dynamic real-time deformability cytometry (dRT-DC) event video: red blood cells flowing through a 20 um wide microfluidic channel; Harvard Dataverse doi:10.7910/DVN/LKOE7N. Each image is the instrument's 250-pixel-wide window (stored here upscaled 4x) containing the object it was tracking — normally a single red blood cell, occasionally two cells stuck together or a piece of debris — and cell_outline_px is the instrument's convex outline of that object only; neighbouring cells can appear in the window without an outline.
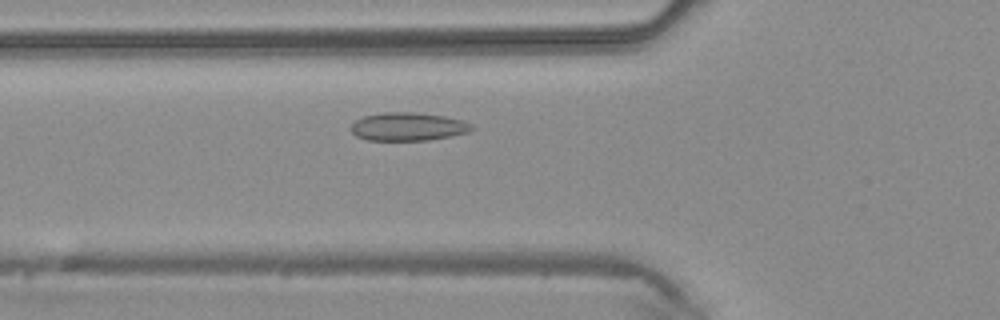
{"species": "common noctule bat (a hibernating species)", "species_latin": "Nyctalus noctula", "temperature_condition": "warm", "stored_images_in_passage": 38, "camera_frame_rate_fps": 3000, "um_per_image_px": 0.085, "animal": {"sex": "male", "body_mass_g": 20.4}, "frame": {"image": 1, "passage_image": 10, "time_ms": 3.0, "image_size_px": [1000, 320], "cell_outline_px": [[476, 128], [468, 132], [452, 136], [428, 140], [368, 140], [356, 136], [348, 128], [356, 120], [364, 116], [384, 112], [412, 112], [444, 116], [464, 120], [472, 124]], "centroid_in_image_um": [34.7, 10.76], "position_along_channel_um": 91.1, "area_um2": 20.0}}
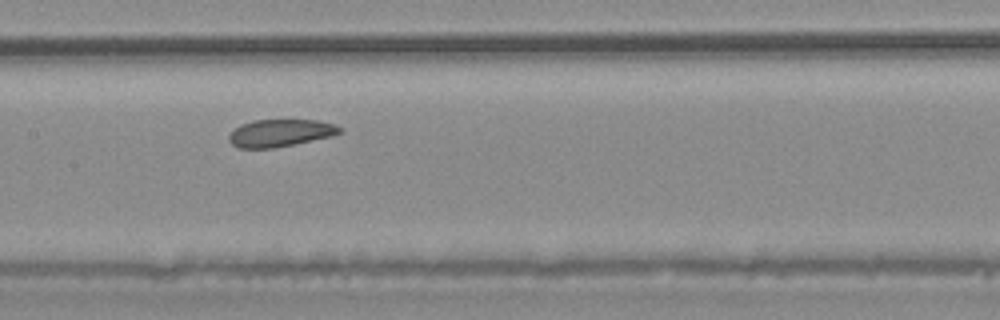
{"frame": {"image": 2, "passage_image": 16, "time_ms": 5.0, "image_size_px": [1000, 320], "cell_outline_px": [[344, 132], [332, 136], [272, 148], [236, 148], [228, 140], [228, 136], [240, 124], [252, 120], [316, 120], [336, 124], [344, 128]], "centroid_in_image_um": [23.85, 11.29], "position_along_channel_um": 183.6, "area_um2": 17.74}}
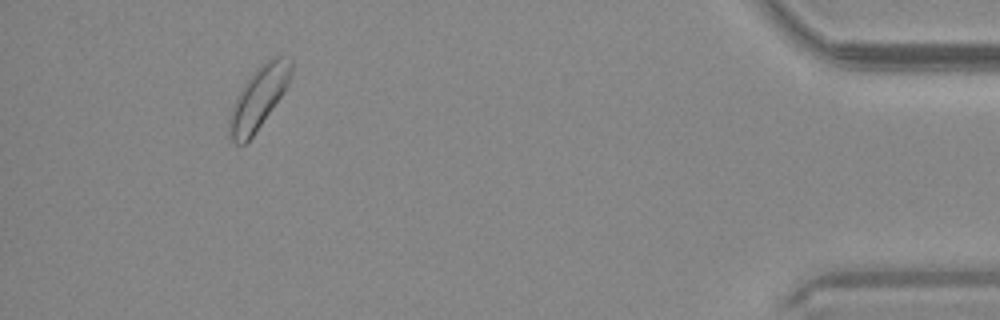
{"frame": {"image": 3, "passage_image": 35, "time_ms": 11.333, "image_size_px": [1000, 320], "cell_outline_px": [[292, 72], [288, 84], [272, 108], [252, 136], [244, 144], [236, 144], [232, 140], [228, 128], [228, 120], [236, 96], [244, 84], [256, 68], [268, 60], [276, 56], [292, 56]], "centroid_in_image_um": [21.98, 8.28], "position_along_channel_um": 413.2, "area_um2": 21.96}}